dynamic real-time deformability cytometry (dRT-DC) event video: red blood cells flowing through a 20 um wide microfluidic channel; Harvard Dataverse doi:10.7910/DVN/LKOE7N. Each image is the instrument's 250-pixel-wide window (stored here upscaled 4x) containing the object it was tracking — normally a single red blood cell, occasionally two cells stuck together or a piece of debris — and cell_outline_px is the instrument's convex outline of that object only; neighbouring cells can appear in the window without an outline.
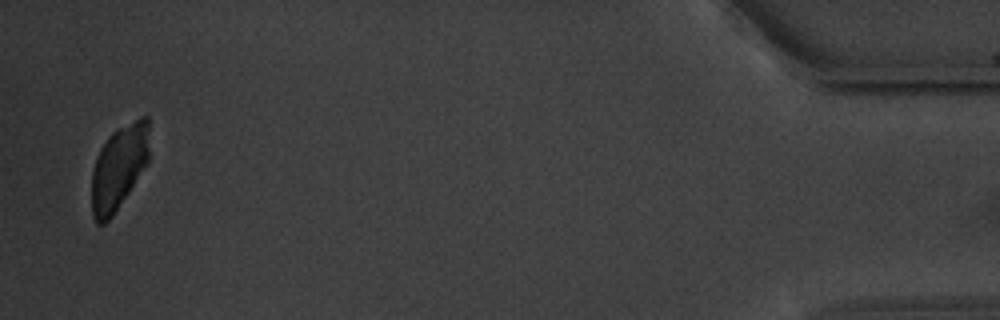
{"species": "common noctule bat (a hibernating species)", "species_latin": "Nyctalus noctula", "temperature_condition": "warm", "stored_images_in_passage": 42, "camera_frame_rate_fps": 3000, "um_per_image_px": 0.085, "animal": {"sex": "male", "body_mass_g": 20.1, "forearm_length_mm": 53.5}, "frame": {"image": 1, "passage_image": 41, "time_ms": 13.333, "image_size_px": [1000, 320], "cell_outline_px": [[148, 164], [112, 216], [104, 224], [96, 224], [92, 216], [92, 168], [96, 156], [100, 148], [108, 136], [116, 128], [140, 116], [148, 116]], "centroid_in_image_um": [10.09, 14.21], "position_along_channel_um": 425.1, "area_um2": 28.67}}